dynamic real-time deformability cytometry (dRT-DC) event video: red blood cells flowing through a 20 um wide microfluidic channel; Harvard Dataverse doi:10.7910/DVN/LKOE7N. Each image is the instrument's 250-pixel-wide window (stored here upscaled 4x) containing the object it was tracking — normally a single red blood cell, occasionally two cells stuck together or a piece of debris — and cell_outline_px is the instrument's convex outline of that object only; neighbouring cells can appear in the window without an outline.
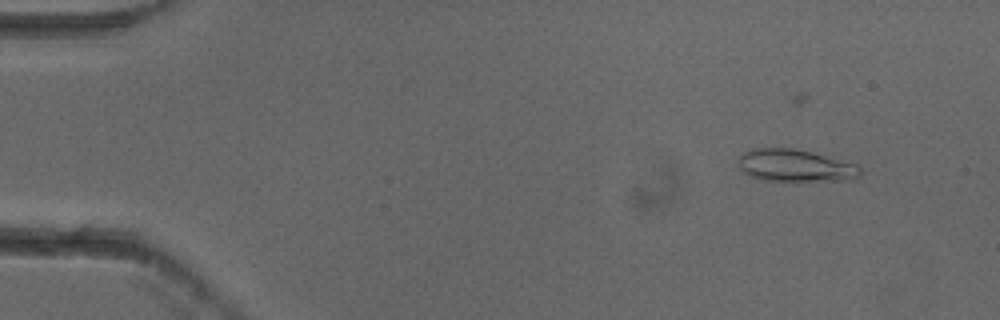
{"species": "common noctule bat (a hibernating species)", "species_latin": "Nyctalus noctula", "temperature_condition": "cold", "stored_images_in_passage": 42, "camera_frame_rate_fps": 3000, "um_per_image_px": 0.085, "animal": {"sex": "female"}, "frame": {"image": 1, "passage_image": 5, "time_ms": 1.333, "image_size_px": [1000, 320], "cell_outline_px": [[864, 172], [860, 176], [848, 180], [760, 180], [740, 172], [740, 156], [744, 152], [756, 148], [792, 148], [812, 152], [856, 164]], "centroid_in_image_um": [67.6, 14.08], "position_along_channel_um": 17.4, "area_um2": 22.77}}
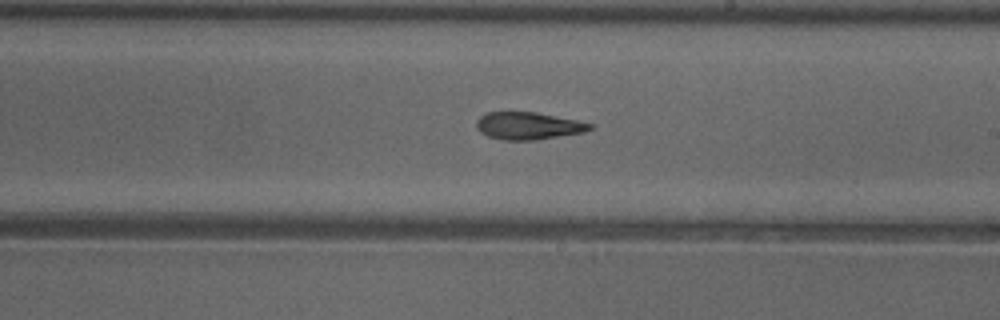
{"frame": {"image": 2, "passage_image": 31, "time_ms": 10.0, "image_size_px": [1000, 320], "cell_outline_px": [[592, 128], [584, 132], [536, 140], [504, 140], [488, 136], [480, 132], [476, 128], [476, 120], [480, 116], [488, 112], [536, 112], [576, 120], [592, 124]], "centroid_in_image_um": [44.87, 10.69], "position_along_channel_um": 244.1, "area_um2": 18.03}}
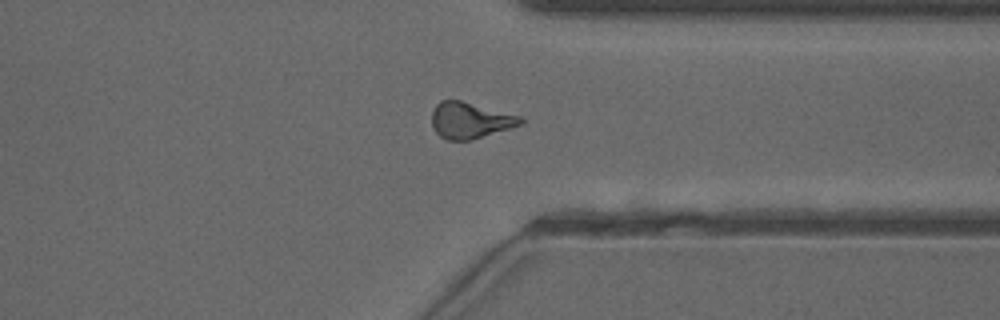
{"frame": {"image": 3, "passage_image": 41, "time_ms": 13.333, "image_size_px": [1000, 320], "cell_outline_px": [[524, 120], [520, 124], [472, 140], [444, 140], [432, 128], [432, 112], [436, 104], [440, 100], [460, 100], [520, 116]], "centroid_in_image_um": [39.9, 10.23], "position_along_channel_um": 371.5, "area_um2": 18.5}, "authors_computed_cell_mechanics": {"area_um2": 19.1029, "velocity_mm_per_s": 3.8617, "shape_relaxation_time_tau1_ms": 9.9691, "shape_relaxation_time_tau2_ms": 4.7032, "deformation_change_tau1": 0.2282, "deformation_change_tau2": 0.1452}}